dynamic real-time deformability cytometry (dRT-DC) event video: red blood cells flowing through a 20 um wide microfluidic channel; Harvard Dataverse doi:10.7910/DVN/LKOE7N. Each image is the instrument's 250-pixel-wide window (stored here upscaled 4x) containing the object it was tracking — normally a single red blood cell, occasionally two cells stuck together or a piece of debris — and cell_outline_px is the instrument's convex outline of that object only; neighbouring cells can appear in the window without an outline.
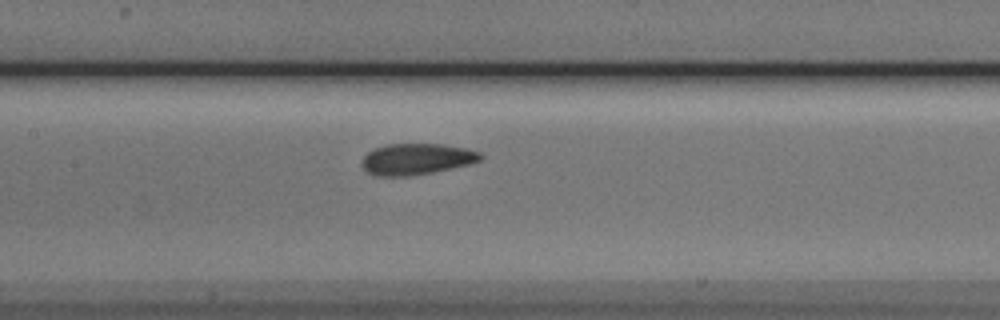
{"species": "Egyptian fruit bat (a non-hibernating species)", "species_latin": "Rousettus aegyptiacus", "temperature_condition": "cold", "stored_images_in_passage": 5, "camera_frame_rate_fps": 3000, "um_per_image_px": 0.085, "animal": {"sex": "male"}, "frame": {"image": 1, "passage_image": 5, "time_ms": 5.667, "image_size_px": [1000, 320], "cell_outline_px": [[484, 156], [480, 160], [468, 164], [432, 172], [408, 176], [376, 176], [368, 172], [360, 164], [360, 160], [372, 148], [384, 144], [444, 144], [464, 148], [480, 152]], "centroid_in_image_um": [35.35, 13.51], "position_along_channel_um": 172.0, "area_um2": 21.62}}